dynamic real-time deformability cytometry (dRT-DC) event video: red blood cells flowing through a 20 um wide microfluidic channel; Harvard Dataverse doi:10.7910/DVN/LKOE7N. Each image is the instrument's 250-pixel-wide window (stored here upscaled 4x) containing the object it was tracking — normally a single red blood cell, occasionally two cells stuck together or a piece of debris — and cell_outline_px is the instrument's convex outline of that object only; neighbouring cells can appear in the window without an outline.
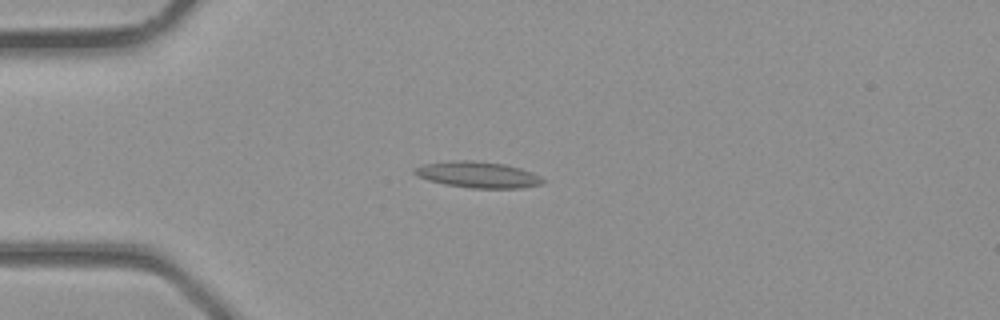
{"species": "common noctule bat (a hibernating species)", "species_latin": "Nyctalus noctula", "temperature_condition": "room temperature", "stored_images_in_passage": 38, "camera_frame_rate_fps": 3000, "um_per_image_px": 0.085, "animal": {"sex": "male", "body_mass_g": 23.1, "forearm_length_mm": 52.7}, "frame": {"image": 1, "passage_image": 10, "time_ms": 3.0, "image_size_px": [1000, 320], "cell_outline_px": [[544, 180], [540, 184], [520, 188], [472, 188], [444, 184], [428, 180], [412, 172], [412, 168], [424, 164], [448, 160], [472, 160], [504, 164], [520, 168], [532, 172], [540, 176]], "centroid_in_image_um": [40.58, 14.84], "position_along_channel_um": 44.4, "area_um2": 19.54}}
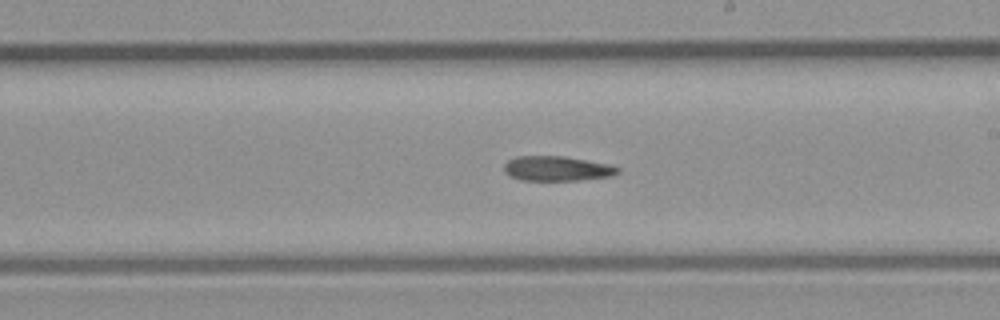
{"frame": {"image": 2, "passage_image": 22, "time_ms": 7.0, "image_size_px": [1000, 320], "cell_outline_px": [[620, 172], [612, 176], [580, 180], [520, 180], [504, 172], [504, 164], [508, 160], [516, 156], [564, 156], [612, 164], [620, 168]], "centroid_in_image_um": [47.38, 14.32], "position_along_channel_um": 241.6, "area_um2": 16.59}}
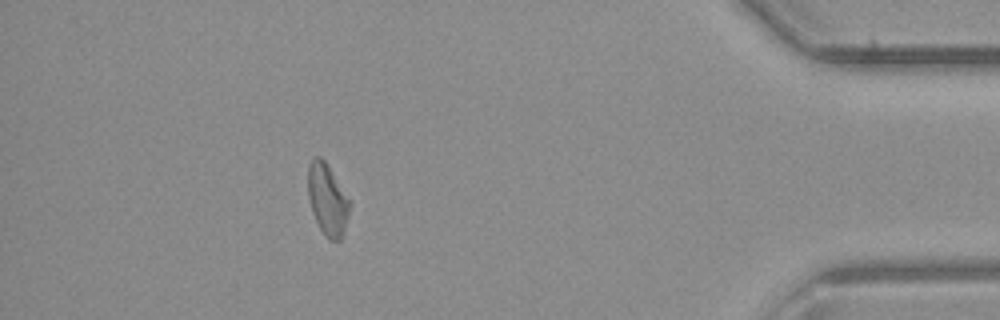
{"frame": {"image": 3, "passage_image": 34, "time_ms": 11.0, "image_size_px": [1000, 320], "cell_outline_px": [[348, 216], [344, 232], [340, 240], [328, 240], [320, 228], [312, 212], [308, 196], [308, 164], [312, 156], [320, 156], [328, 164], [348, 200]], "centroid_in_image_um": [27.79, 16.93], "position_along_channel_um": 407.4, "area_um2": 17.05}}